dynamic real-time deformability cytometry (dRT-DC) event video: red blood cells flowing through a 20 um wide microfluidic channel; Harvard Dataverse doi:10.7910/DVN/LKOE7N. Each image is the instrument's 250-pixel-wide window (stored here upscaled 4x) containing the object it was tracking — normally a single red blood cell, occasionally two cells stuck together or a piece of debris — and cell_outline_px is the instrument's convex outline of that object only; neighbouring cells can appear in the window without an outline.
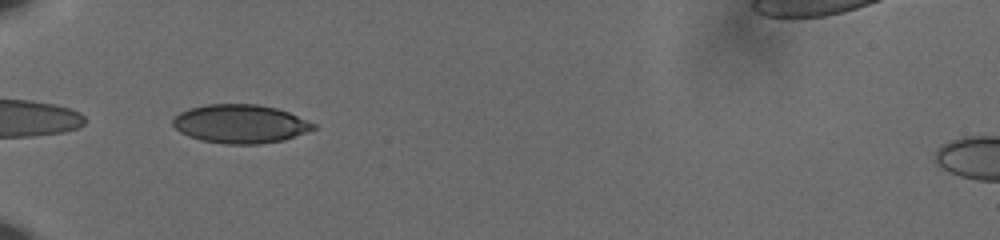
{"species": "human", "species_latin": "Homo sapiens", "temperature_condition": "cold", "stored_images_in_passage": 38, "camera_frame_rate_fps": 3000, "um_per_image_px": 0.085, "donor": {"sex": "male"}, "frame": {"image": 1, "passage_image": 1, "time_ms": 0.0, "image_size_px": [1000, 240], "cell_outline_px": [[316, 128], [308, 132], [284, 140], [260, 144], [224, 144], [200, 140], [188, 136], [180, 132], [172, 124], [172, 120], [180, 112], [188, 108], [208, 104], [256, 104], [276, 108], [288, 112], [316, 124]], "centroid_in_image_um": [20.42, 10.53], "position_along_channel_um": 64.6, "area_um2": 31.73}}
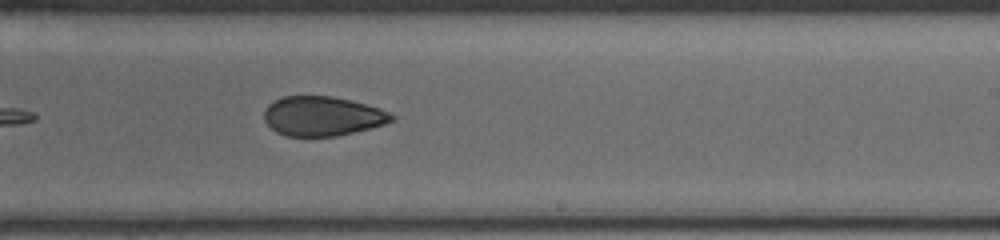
{"frame": {"image": 2, "passage_image": 18, "time_ms": 5.667, "image_size_px": [1000, 240], "cell_outline_px": [[396, 120], [384, 124], [336, 136], [284, 136], [276, 132], [264, 120], [264, 112], [268, 104], [284, 96], [332, 96], [380, 108], [396, 116]], "centroid_in_image_um": [27.4, 9.87], "position_along_channel_um": 261.6, "area_um2": 29.13}}
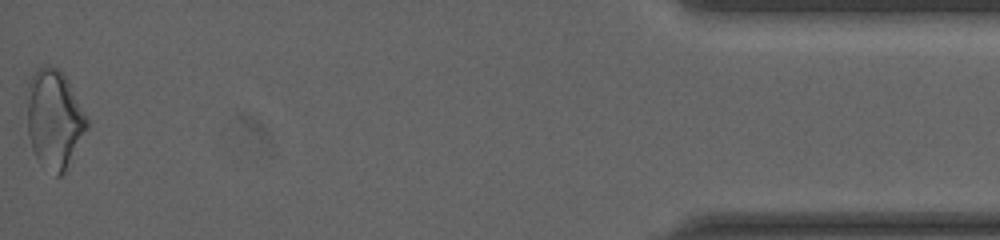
{"frame": {"image": 3, "passage_image": 38, "time_ms": 12.333, "image_size_px": [1000, 240], "cell_outline_px": [[88, 128], [68, 172], [60, 176], [56, 176], [40, 164], [36, 160], [28, 136], [28, 80], [36, 68], [44, 64], [56, 68], [68, 80], [88, 120]], "centroid_in_image_um": [4.62, 10.2], "position_along_channel_um": 430.6, "area_um2": 35.03}, "authors_computed_cell_mechanics": {"area_um2": 31.1831, "velocity_mm_per_s": 3.6465, "shape_relaxation_time_tau1_ms": null, "shape_relaxation_time_tau2_ms": 4.0592, "deformation_change_tau1": null, "deformation_change_tau2": 0.0932}}